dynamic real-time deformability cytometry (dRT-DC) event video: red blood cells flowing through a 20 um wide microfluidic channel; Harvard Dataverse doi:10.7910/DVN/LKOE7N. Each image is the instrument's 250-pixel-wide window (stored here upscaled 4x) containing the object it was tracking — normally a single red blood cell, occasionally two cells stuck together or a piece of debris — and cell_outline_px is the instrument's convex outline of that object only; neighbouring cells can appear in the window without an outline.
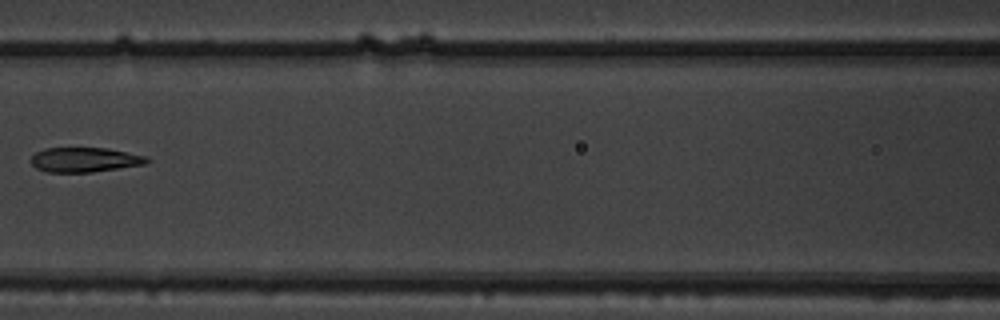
{"species": "common noctule bat (a hibernating species)", "species_latin": "Nyctalus noctula", "temperature_condition": "warm", "stored_images_in_passage": 8, "camera_frame_rate_fps": 3000, "um_per_image_px": 0.085, "animal": {"sex": "male", "body_mass_g": 19.5, "forearm_length_mm": 54.6}, "frame": {"image": 1, "passage_image": 7, "time_ms": 2.0, "image_size_px": [1000, 320], "cell_outline_px": [[152, 160], [148, 164], [92, 172], [48, 172], [36, 168], [28, 160], [36, 152], [44, 148], [108, 148], [148, 156]], "centroid_in_image_um": [7.24, 13.58], "position_along_channel_um": 159.4, "area_um2": 16.94}}
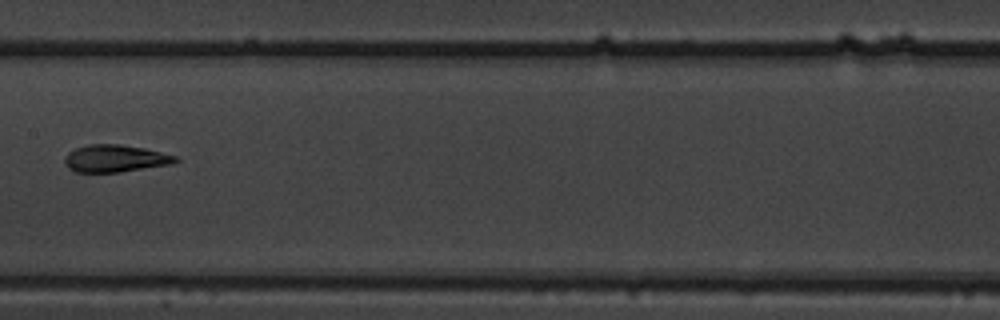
{"frame": {"image": 2, "passage_image": 8, "time_ms": 2.333, "image_size_px": [1000, 320], "cell_outline_px": [[180, 160], [172, 164], [120, 172], [76, 172], [68, 168], [64, 164], [64, 156], [68, 152], [76, 148], [88, 144], [120, 144], [144, 148], [176, 156]], "centroid_in_image_um": [9.76, 13.47], "position_along_channel_um": 197.6, "area_um2": 17.69}}